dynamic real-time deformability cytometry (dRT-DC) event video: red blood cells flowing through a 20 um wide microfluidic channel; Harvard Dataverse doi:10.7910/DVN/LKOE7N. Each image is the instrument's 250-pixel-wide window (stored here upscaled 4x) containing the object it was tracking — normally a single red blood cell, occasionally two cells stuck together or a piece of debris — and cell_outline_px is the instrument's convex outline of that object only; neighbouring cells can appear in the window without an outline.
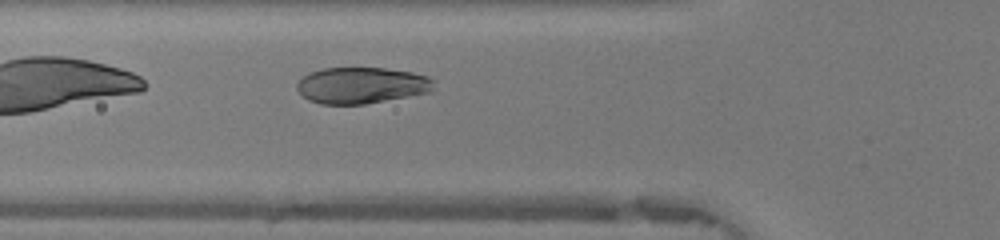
{"species": "human", "species_latin": "Homo sapiens", "temperature_condition": "warm", "stored_images_in_passage": 25, "camera_frame_rate_fps": 3000, "um_per_image_px": 0.085, "donor": {"sex": "female"}, "frame": {"image": 1, "passage_image": 3, "time_ms": 0.667, "image_size_px": [1000, 240], "cell_outline_px": [[436, 80], [432, 92], [364, 104], [320, 104], [308, 100], [296, 88], [296, 84], [308, 72], [324, 68], [384, 68], [412, 72], [428, 76]], "centroid_in_image_um": [30.76, 7.25], "position_along_channel_um": 95.0, "area_um2": 29.13}}
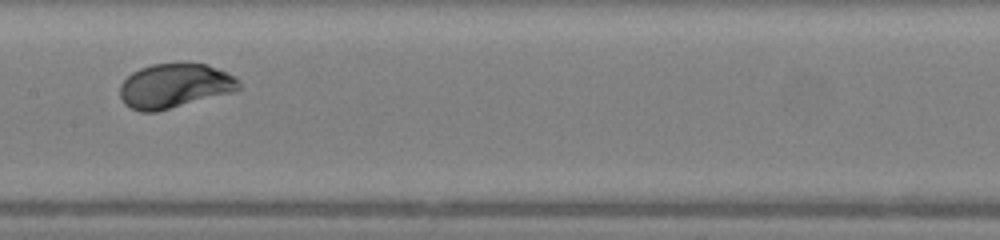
{"frame": {"image": 2, "passage_image": 10, "time_ms": 3.0, "image_size_px": [1000, 240], "cell_outline_px": [[240, 88], [236, 92], [156, 112], [140, 112], [124, 104], [120, 96], [120, 84], [132, 72], [140, 68], [152, 64], [208, 64], [228, 72], [236, 76], [240, 80]], "centroid_in_image_um": [14.88, 7.31], "position_along_channel_um": 192.5, "area_um2": 31.1}}
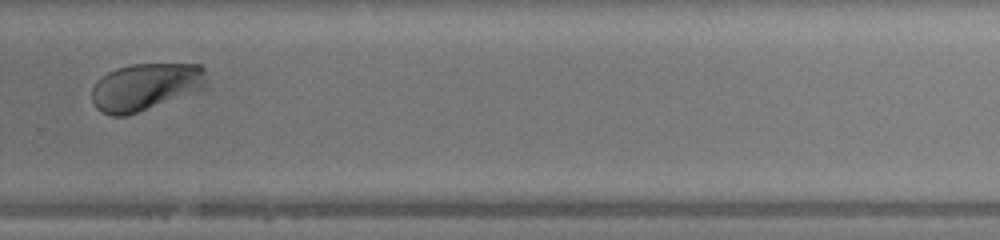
{"frame": {"image": 3, "passage_image": 19, "time_ms": 6.0, "image_size_px": [1000, 240], "cell_outline_px": [[208, 88], [128, 116], [112, 116], [96, 108], [92, 100], [92, 88], [96, 80], [108, 72], [116, 68], [132, 64], [200, 64], [204, 68], [208, 84]], "centroid_in_image_um": [12.4, 7.38], "position_along_channel_um": 317.4, "area_um2": 32.08}}